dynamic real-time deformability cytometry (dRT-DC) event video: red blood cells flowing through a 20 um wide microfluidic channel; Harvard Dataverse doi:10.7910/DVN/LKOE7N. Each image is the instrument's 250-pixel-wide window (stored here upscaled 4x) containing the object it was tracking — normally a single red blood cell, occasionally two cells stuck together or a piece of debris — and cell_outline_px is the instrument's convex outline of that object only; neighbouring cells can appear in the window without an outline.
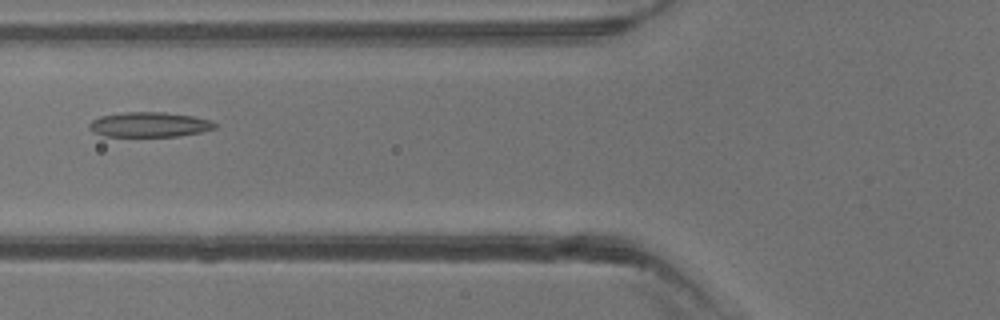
{"species": "common noctule bat (a hibernating species)", "species_latin": "Nyctalus noctula", "temperature_condition": "warm", "stored_images_in_passage": 5, "camera_frame_rate_fps": 3000, "um_per_image_px": 0.085, "animal": {"sex": "male", "body_mass_g": 13.3}, "frame": {"image": 1, "passage_image": 5, "time_ms": 4.667, "image_size_px": [1000, 320], "cell_outline_px": [[216, 128], [200, 132], [176, 136], [104, 136], [92, 132], [88, 128], [88, 124], [92, 120], [100, 116], [124, 112], [164, 112], [192, 116], [208, 120], [216, 124]], "centroid_in_image_um": [12.63, 10.59], "position_along_channel_um": 113.2, "area_um2": 18.15}}